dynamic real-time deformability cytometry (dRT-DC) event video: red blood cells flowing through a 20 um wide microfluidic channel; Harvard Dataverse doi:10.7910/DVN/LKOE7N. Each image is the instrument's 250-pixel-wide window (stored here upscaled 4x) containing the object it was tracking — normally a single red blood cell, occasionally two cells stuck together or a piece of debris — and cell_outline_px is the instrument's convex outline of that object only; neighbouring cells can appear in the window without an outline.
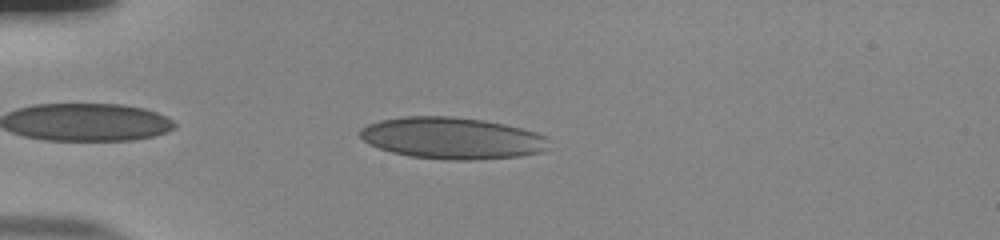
{"species": "human", "species_latin": "Homo sapiens", "temperature_condition": "room temperature", "stored_images_in_passage": 39, "camera_frame_rate_fps": 3000, "um_per_image_px": 0.085, "donor": {"sex": "male"}, "frame": {"image": 1, "passage_image": 4, "time_ms": 1.0, "image_size_px": [1000, 240], "cell_outline_px": [[548, 148], [540, 152], [520, 156], [472, 160], [444, 160], [408, 156], [392, 152], [368, 144], [360, 136], [360, 128], [368, 124], [380, 120], [400, 116], [452, 116], [484, 120], [504, 124], [536, 132], [548, 136]], "centroid_in_image_um": [38.42, 11.74], "position_along_channel_um": 46.6, "area_um2": 46.12}}
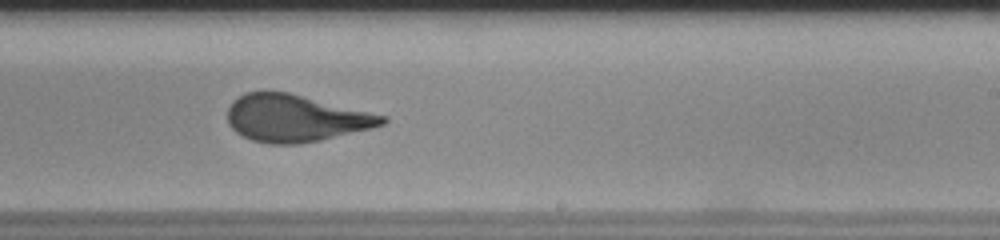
{"frame": {"image": 2, "passage_image": 23, "time_ms": 7.333, "image_size_px": [1000, 240], "cell_outline_px": [[388, 120], [384, 124], [372, 128], [320, 140], [296, 144], [268, 144], [252, 140], [236, 132], [228, 124], [228, 108], [232, 100], [244, 92], [264, 88], [288, 92], [388, 116]], "centroid_in_image_um": [25.07, 10.01], "position_along_channel_um": 263.9, "area_um2": 43.0}}
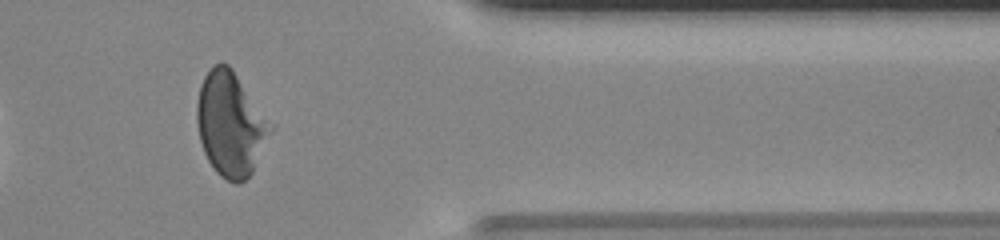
{"frame": {"image": 3, "passage_image": 34, "time_ms": 11.0, "image_size_px": [1000, 240], "cell_outline_px": [[272, 128], [252, 172], [240, 184], [236, 184], [220, 176], [216, 172], [208, 160], [204, 152], [200, 140], [196, 120], [196, 104], [200, 84], [204, 76], [212, 64], [220, 60], [228, 64], [232, 68]], "centroid_in_image_um": [19.52, 10.53], "position_along_channel_um": 391.9, "area_um2": 43.87}, "authors_computed_cell_mechanics": {"area_um2": 42.9454, "velocity_mm_per_s": 3.874, "shape_relaxation_time_tau1_ms": 8.7837, "shape_relaxation_time_tau2_ms": null, "deformation_change_tau1": 0.2805, "deformation_change_tau2": null}}